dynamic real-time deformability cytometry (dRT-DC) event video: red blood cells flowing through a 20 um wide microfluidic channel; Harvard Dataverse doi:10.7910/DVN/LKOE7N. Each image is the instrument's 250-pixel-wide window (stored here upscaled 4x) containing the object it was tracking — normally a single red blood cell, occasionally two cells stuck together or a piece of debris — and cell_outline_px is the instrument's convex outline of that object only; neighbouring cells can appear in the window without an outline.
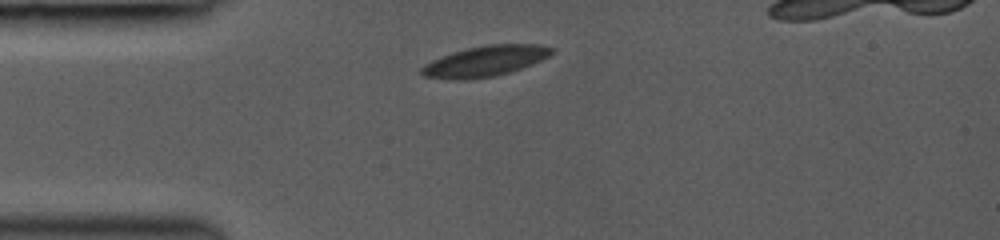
{"species": "common noctule bat (a hibernating species)", "species_latin": "Nyctalus noctula", "temperature_condition": "room temperature", "stored_images_in_passage": 11, "camera_frame_rate_fps": 3000, "um_per_image_px": 0.085, "animal": {"sex": "female", "body_mass_g": 19.0, "forearm_length_mm": 53.3}, "frame": {"image": 1, "passage_image": 1, "time_ms": 0.0, "image_size_px": [1000, 240], "cell_outline_px": [[556, 48], [548, 56], [540, 60], [520, 68], [496, 76], [468, 80], [452, 80], [424, 76], [420, 72], [420, 68], [424, 64], [432, 60], [452, 52], [468, 48], [488, 44], [540, 44]], "centroid_in_image_um": [41.21, 5.2], "position_along_channel_um": 43.8, "area_um2": 23.18}}
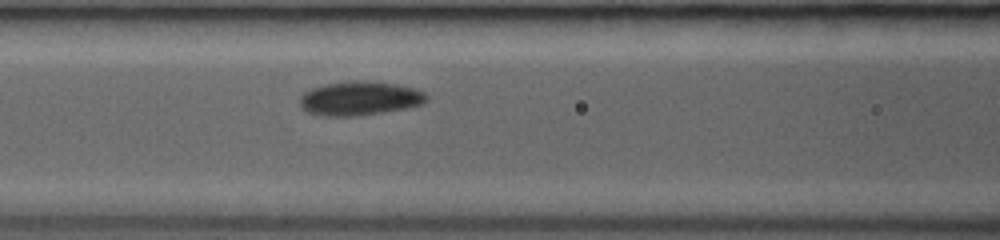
{"frame": {"image": 2, "passage_image": 7, "time_ms": 2.667, "image_size_px": [1000, 240], "cell_outline_px": [[428, 100], [424, 104], [408, 108], [384, 112], [356, 116], [324, 116], [308, 112], [300, 108], [300, 96], [304, 92], [312, 88], [324, 84], [352, 80], [364, 80], [396, 84], [416, 88], [424, 92], [428, 96]], "centroid_in_image_um": [30.6, 8.36], "position_along_channel_um": 136.0, "area_um2": 25.49}}
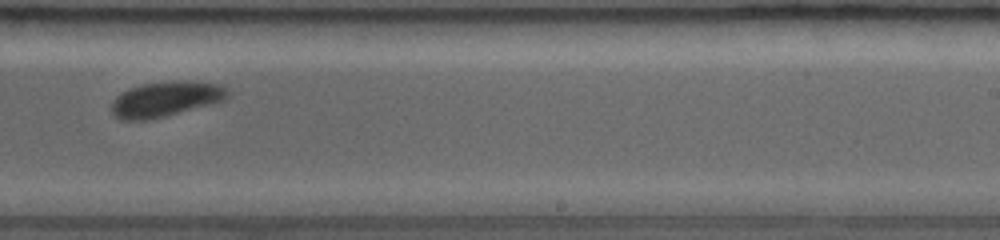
{"frame": {"image": 3, "passage_image": 11, "time_ms": 6.0, "image_size_px": [1000, 240], "cell_outline_px": [[232, 92], [224, 100], [212, 104], [148, 120], [120, 120], [112, 112], [112, 100], [120, 92], [128, 88], [144, 84], [176, 80], [192, 80], [220, 84], [228, 88]], "centroid_in_image_um": [14.12, 8.4], "position_along_channel_um": 274.9, "area_um2": 24.1}}